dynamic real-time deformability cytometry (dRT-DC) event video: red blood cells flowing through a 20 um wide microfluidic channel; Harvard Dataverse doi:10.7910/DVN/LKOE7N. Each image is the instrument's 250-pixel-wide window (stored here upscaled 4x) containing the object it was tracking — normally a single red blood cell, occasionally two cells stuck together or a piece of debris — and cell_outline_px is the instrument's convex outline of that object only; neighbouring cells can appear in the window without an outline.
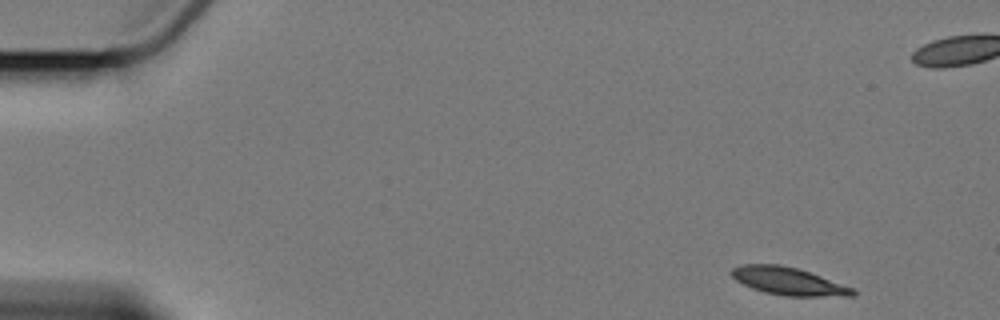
{"species": "Egyptian fruit bat (a non-hibernating species)", "species_latin": "Rousettus aegyptiacus", "temperature_condition": "cold", "stored_images_in_passage": 5, "camera_frame_rate_fps": 3000, "um_per_image_px": 0.085, "animal": {"sex": "female"}, "frame": {"image": 1, "passage_image": 1, "time_ms": 0.0, "image_size_px": [1000, 320], "cell_outline_px": [[856, 296], [784, 296], [764, 292], [752, 288], [736, 280], [732, 276], [732, 268], [744, 264], [780, 264], [796, 268], [820, 276], [852, 288], [856, 292]], "centroid_in_image_um": [67.0, 23.91], "position_along_channel_um": 18.0, "area_um2": 19.25}}